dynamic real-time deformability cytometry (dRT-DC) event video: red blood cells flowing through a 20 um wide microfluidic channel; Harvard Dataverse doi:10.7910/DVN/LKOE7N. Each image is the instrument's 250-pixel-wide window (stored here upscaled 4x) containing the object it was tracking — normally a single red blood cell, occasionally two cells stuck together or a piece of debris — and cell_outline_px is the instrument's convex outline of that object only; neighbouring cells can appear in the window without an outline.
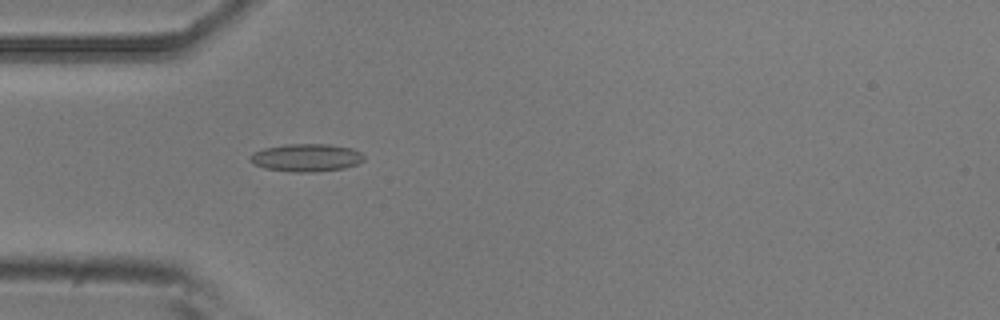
{"species": "common noctule bat (a hibernating species)", "species_latin": "Nyctalus noctula", "temperature_condition": "room temperature", "stored_images_in_passage": 53, "camera_frame_rate_fps": 3000, "um_per_image_px": 0.085, "animal": {"sex": "male", "body_mass_g": 20.5, "forearm_length_mm": 52.5}, "frame": {"image": 1, "passage_image": 15, "time_ms": 4.667, "image_size_px": [1000, 320], "cell_outline_px": [[364, 160], [356, 164], [344, 168], [316, 172], [296, 172], [264, 168], [252, 164], [248, 156], [252, 152], [264, 148], [284, 144], [332, 144], [352, 148], [360, 152], [364, 156]], "centroid_in_image_um": [26.01, 13.39], "position_along_channel_um": 59.0, "area_um2": 18.61}}
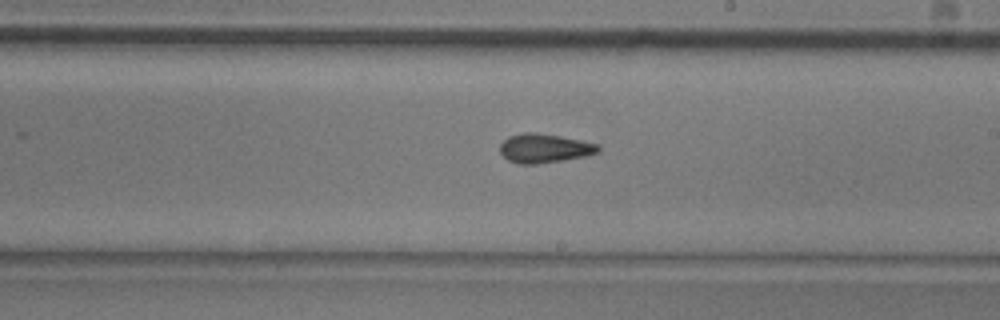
{"frame": {"image": 2, "passage_image": 30, "time_ms": 9.667, "image_size_px": [1000, 320], "cell_outline_px": [[600, 152], [584, 156], [564, 160], [536, 164], [516, 164], [508, 160], [500, 152], [500, 144], [508, 136], [524, 132], [536, 132], [560, 136], [600, 144]], "centroid_in_image_um": [46.27, 12.6], "position_along_channel_um": 242.7, "area_um2": 16.76}}
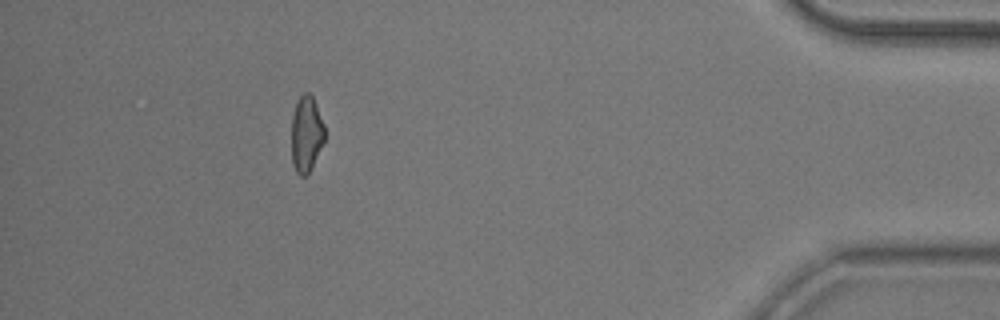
{"frame": {"image": 3, "passage_image": 48, "time_ms": 15.667, "image_size_px": [1000, 320], "cell_outline_px": [[324, 140], [308, 172], [304, 176], [300, 176], [296, 172], [292, 164], [292, 116], [296, 104], [300, 96], [304, 92], [308, 92], [312, 96], [316, 104], [324, 124]], "centroid_in_image_um": [26.02, 11.36], "position_along_channel_um": 409.2, "area_um2": 14.39}, "authors_computed_cell_mechanics": {"area_um2": 16.1262, "velocity_mm_per_s": 3.7071, "shape_relaxation_time_tau1_ms": 7.9135, "shape_relaxation_time_tau2_ms": 2.8956, "deformation_change_tau1": 0.1603, "deformation_change_tau2": 0.0898}}